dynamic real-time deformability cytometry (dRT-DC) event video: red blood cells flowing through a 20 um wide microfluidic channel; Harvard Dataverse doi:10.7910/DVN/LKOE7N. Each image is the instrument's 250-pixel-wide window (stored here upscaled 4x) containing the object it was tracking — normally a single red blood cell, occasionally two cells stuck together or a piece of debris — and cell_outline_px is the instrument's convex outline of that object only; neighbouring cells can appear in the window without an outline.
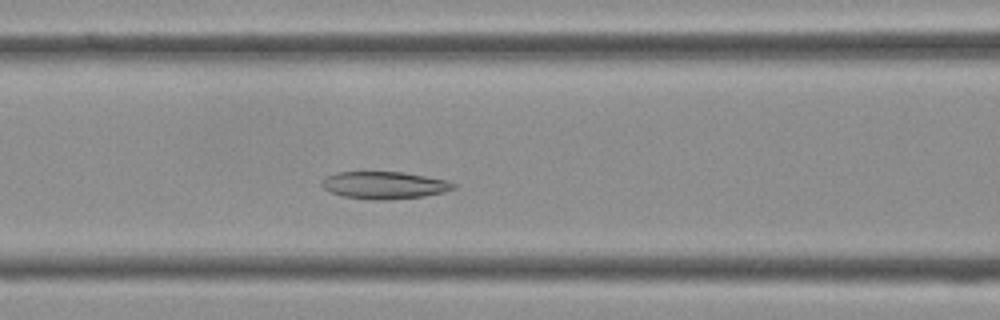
{"species": "Egyptian fruit bat (a non-hibernating species)", "species_latin": "Rousettus aegyptiacus", "temperature_condition": "cold", "stored_images_in_passage": 37, "camera_frame_rate_fps": 3000, "um_per_image_px": 0.085, "frame": {"image": 1, "passage_image": 13, "time_ms": 4.0, "image_size_px": [1000, 320], "cell_outline_px": [[456, 188], [444, 192], [424, 196], [388, 200], [376, 200], [344, 196], [332, 192], [324, 188], [320, 184], [320, 180], [324, 176], [336, 172], [404, 172], [444, 180], [456, 184]], "centroid_in_image_um": [32.63, 15.74], "position_along_channel_um": 134.0, "area_um2": 20.92}}
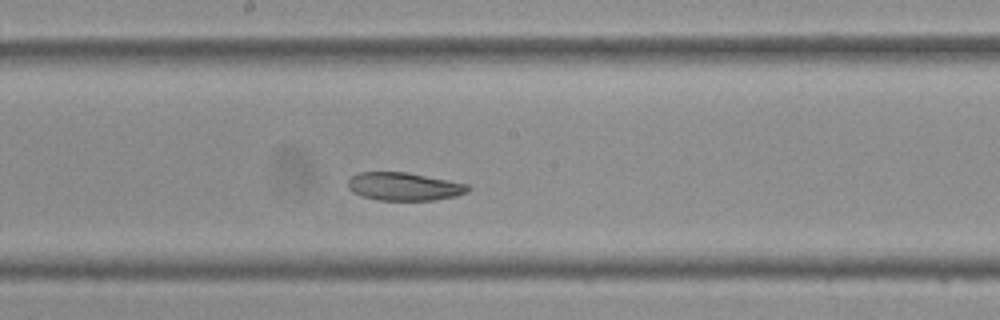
{"frame": {"image": 2, "passage_image": 18, "time_ms": 5.667, "image_size_px": [1000, 320], "cell_outline_px": [[472, 188], [468, 192], [456, 196], [436, 200], [380, 200], [360, 196], [352, 192], [348, 188], [348, 180], [352, 176], [360, 172], [408, 172], [468, 184]], "centroid_in_image_um": [34.36, 15.85], "position_along_channel_um": 213.8, "area_um2": 19.77}}
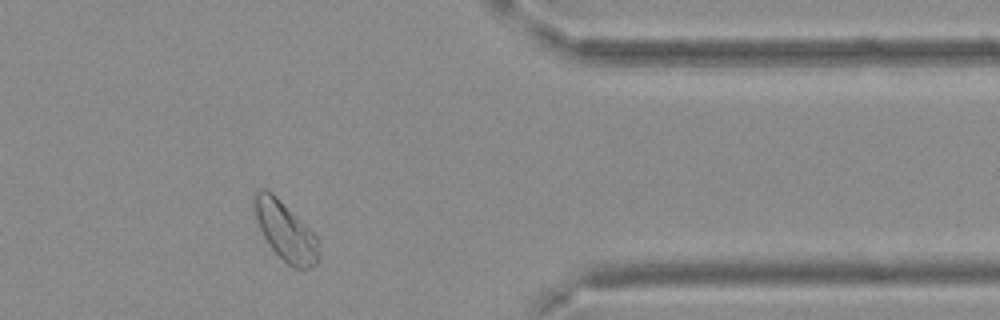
{"frame": {"image": 3, "passage_image": 30, "time_ms": 9.667, "image_size_px": [1000, 320], "cell_outline_px": [[316, 264], [308, 268], [292, 268], [268, 244], [260, 228], [252, 204], [252, 196], [260, 188], [264, 188], [272, 192], [316, 236]], "centroid_in_image_um": [24.18, 19.6], "position_along_channel_um": 387.2, "area_um2": 21.33}}